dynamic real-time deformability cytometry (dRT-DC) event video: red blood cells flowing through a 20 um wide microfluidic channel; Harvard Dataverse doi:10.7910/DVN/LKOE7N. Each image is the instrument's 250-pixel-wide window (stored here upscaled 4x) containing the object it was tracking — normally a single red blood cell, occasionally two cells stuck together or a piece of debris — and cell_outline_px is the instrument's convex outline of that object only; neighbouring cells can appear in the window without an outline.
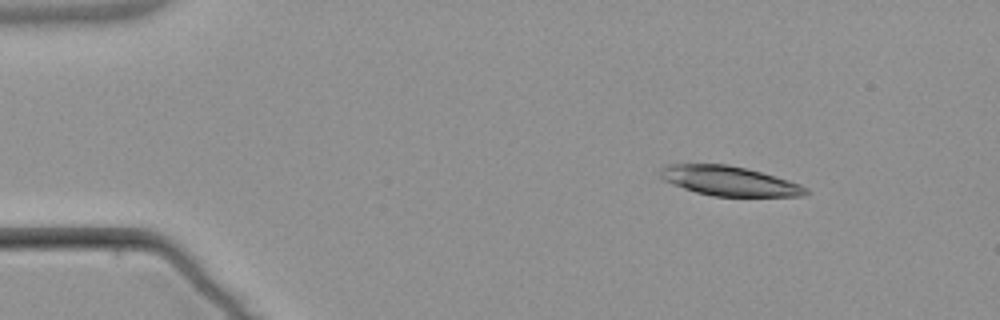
{"species": "common noctule bat (a hibernating species)", "species_latin": "Nyctalus noctula", "temperature_condition": "warm", "stored_images_in_passage": 4, "camera_frame_rate_fps": 3000, "um_per_image_px": 0.085, "animal": {"sex": "male", "body_mass_g": 21.5, "forearm_length_mm": 52.0}, "frame": {"image": 1, "passage_image": 2, "time_ms": 1.333, "image_size_px": [1000, 320], "cell_outline_px": [[812, 192], [804, 196], [712, 196], [696, 192], [684, 188], [664, 180], [660, 176], [660, 168], [664, 164], [728, 164], [748, 168], [776, 176], [800, 184], [808, 188]], "centroid_in_image_um": [62.02, 15.37], "position_along_channel_um": 23.0, "area_um2": 25.26}}